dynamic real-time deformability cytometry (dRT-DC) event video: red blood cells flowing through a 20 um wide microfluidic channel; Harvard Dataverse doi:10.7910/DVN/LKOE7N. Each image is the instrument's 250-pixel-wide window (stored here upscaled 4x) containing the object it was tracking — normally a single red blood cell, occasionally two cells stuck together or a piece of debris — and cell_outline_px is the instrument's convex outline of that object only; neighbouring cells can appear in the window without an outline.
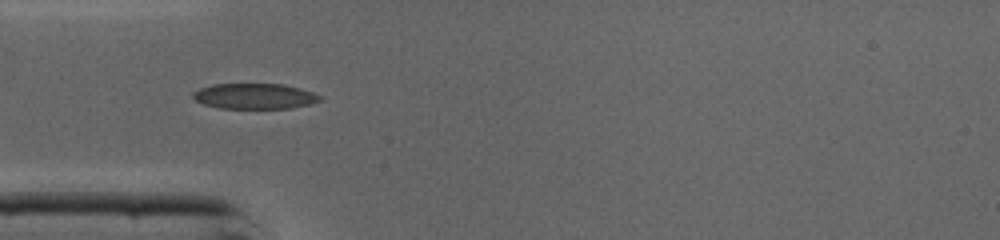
{"species": "common noctule bat (a hibernating species)", "species_latin": "Nyctalus noctula", "temperature_condition": "cold", "stored_images_in_passage": 33, "camera_frame_rate_fps": 3000, "um_per_image_px": 0.085, "animal": {"sex": "male", "body_mass_g": 19.0, "forearm_length_mm": 50.8}, "frame": {"image": 1, "passage_image": 1, "time_ms": 0.0, "image_size_px": [1000, 240], "cell_outline_px": [[320, 100], [308, 104], [292, 108], [216, 108], [204, 104], [196, 100], [192, 96], [192, 92], [200, 88], [212, 84], [284, 84], [300, 88], [312, 92], [320, 96]], "centroid_in_image_um": [21.6, 8.17], "position_along_channel_um": 63.4, "area_um2": 18.79}}
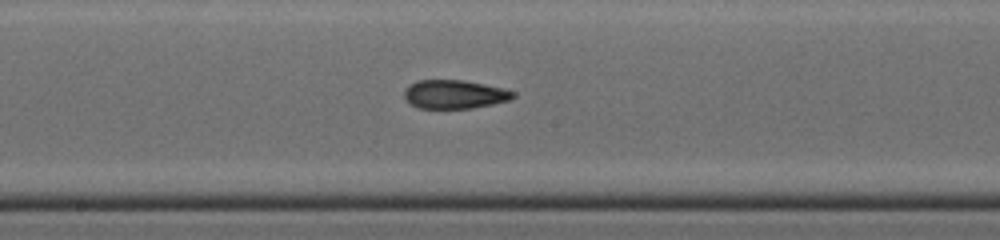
{"frame": {"image": 2, "passage_image": 11, "time_ms": 3.333, "image_size_px": [1000, 240], "cell_outline_px": [[516, 96], [508, 100], [492, 104], [472, 108], [416, 108], [404, 96], [404, 88], [408, 84], [416, 80], [464, 80], [500, 88], [516, 92]], "centroid_in_image_um": [38.59, 8.01], "position_along_channel_um": 209.6, "area_um2": 18.09}}
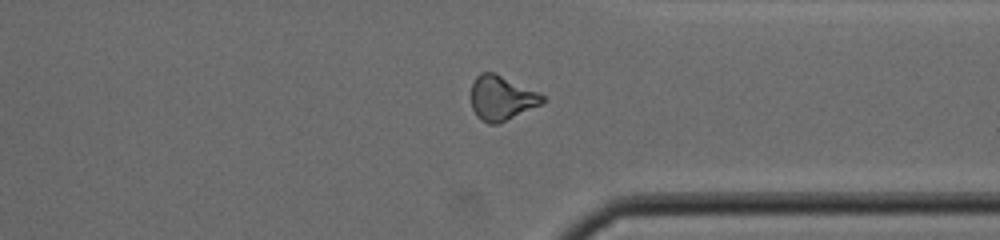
{"frame": {"image": 3, "passage_image": 22, "time_ms": 7.0, "image_size_px": [1000, 240], "cell_outline_px": [[544, 100], [540, 104], [500, 124], [488, 124], [480, 120], [476, 116], [472, 108], [472, 84], [476, 76], [480, 72], [492, 72], [536, 92], [544, 96]], "centroid_in_image_um": [42.58, 8.37], "position_along_channel_um": 368.8, "area_um2": 18.15}, "authors_computed_cell_mechanics": {"area_um2": 18.4382, "velocity_mm_per_s": 4.3982, "shape_relaxation_time_tau1_ms": null, "shape_relaxation_time_tau2_ms": 3.4198, "deformation_change_tau1": null, "deformation_change_tau2": 0.0989}}